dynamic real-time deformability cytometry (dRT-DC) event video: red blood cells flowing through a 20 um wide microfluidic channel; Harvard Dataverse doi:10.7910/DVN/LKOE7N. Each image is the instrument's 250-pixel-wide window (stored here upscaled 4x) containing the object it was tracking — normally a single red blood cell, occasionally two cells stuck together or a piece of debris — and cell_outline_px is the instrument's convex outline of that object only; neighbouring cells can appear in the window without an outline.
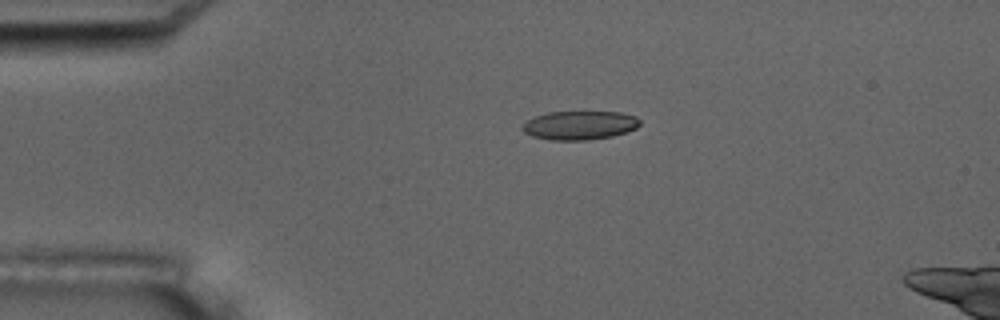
{"species": "common noctule bat (a hibernating species)", "species_latin": "Nyctalus noctula", "temperature_condition": "room temperature", "stored_images_in_passage": 2, "camera_frame_rate_fps": 3000, "um_per_image_px": 0.085, "animal": {"sex": "male", "body_mass_g": 17.5, "forearm_length_mm": 52.3}, "frame": {"image": 1, "passage_image": 1, "time_ms": 0.0, "image_size_px": [1000, 320], "cell_outline_px": [[640, 124], [636, 128], [628, 132], [612, 136], [588, 140], [552, 140], [532, 136], [524, 132], [520, 128], [528, 120], [536, 116], [548, 112], [620, 112], [636, 116], [640, 120]], "centroid_in_image_um": [49.29, 10.65], "position_along_channel_um": 35.7, "area_um2": 19.71}}